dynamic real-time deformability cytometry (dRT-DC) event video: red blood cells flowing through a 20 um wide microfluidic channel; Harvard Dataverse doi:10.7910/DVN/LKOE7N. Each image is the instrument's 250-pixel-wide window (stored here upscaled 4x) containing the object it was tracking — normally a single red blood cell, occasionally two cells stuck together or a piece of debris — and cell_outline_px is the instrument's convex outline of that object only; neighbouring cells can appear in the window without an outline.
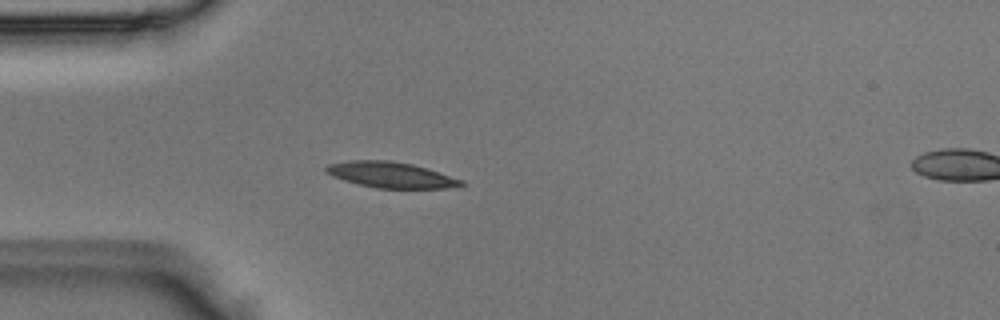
{"species": "Egyptian fruit bat (a non-hibernating species)", "species_latin": "Rousettus aegyptiacus", "temperature_condition": "room temperature", "stored_images_in_passage": 4, "segment_of_instrument_passage": [1, 2], "camera_frame_rate_fps": 3000, "um_per_image_px": 0.085, "animal": {"sex": "male"}, "frame": {"image": 1, "passage_image": 3, "time_ms": 0.667, "image_size_px": [1000, 320], "cell_outline_px": [[464, 184], [444, 188], [376, 188], [344, 180], [332, 176], [324, 172], [324, 168], [328, 164], [348, 160], [388, 160], [412, 164], [464, 180]], "centroid_in_image_um": [33.16, 14.85], "position_along_channel_um": 51.8, "area_um2": 20.11}}